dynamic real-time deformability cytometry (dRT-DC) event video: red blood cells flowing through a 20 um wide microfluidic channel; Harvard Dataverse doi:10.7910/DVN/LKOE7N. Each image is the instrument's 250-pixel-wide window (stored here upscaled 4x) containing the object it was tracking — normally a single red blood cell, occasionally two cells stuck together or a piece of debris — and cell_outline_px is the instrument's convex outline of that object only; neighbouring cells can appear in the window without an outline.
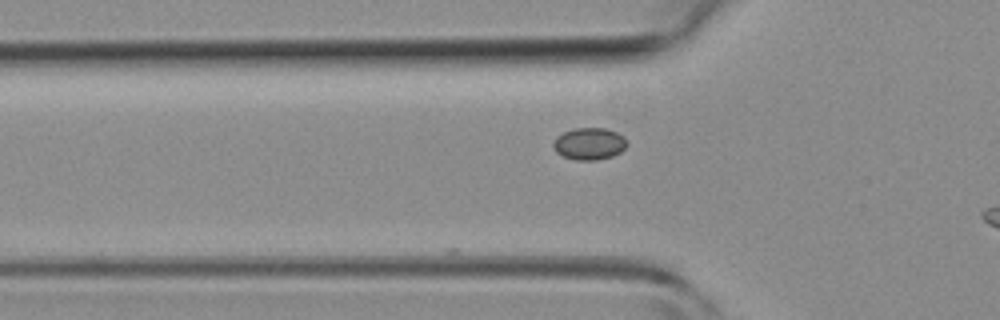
{"species": "common noctule bat (a hibernating species)", "species_latin": "Nyctalus noctula", "temperature_condition": "room temperature", "stored_images_in_passage": 3, "segment_of_instrument_passage": [1, 2], "camera_frame_rate_fps": 3000, "um_per_image_px": 0.085, "animal": {"sex": "female", "body_mass_g": 19.3, "forearm_length_mm": 54.1}, "frame": {"image": 1, "passage_image": 2, "time_ms": 1.0, "image_size_px": [1000, 320], "cell_outline_px": [[628, 144], [620, 152], [612, 156], [596, 160], [576, 160], [564, 156], [556, 152], [552, 144], [556, 136], [564, 132], [576, 128], [604, 128], [616, 132], [624, 136]], "centroid_in_image_um": [50.09, 12.21], "position_along_channel_um": 75.7, "area_um2": 13.7}}